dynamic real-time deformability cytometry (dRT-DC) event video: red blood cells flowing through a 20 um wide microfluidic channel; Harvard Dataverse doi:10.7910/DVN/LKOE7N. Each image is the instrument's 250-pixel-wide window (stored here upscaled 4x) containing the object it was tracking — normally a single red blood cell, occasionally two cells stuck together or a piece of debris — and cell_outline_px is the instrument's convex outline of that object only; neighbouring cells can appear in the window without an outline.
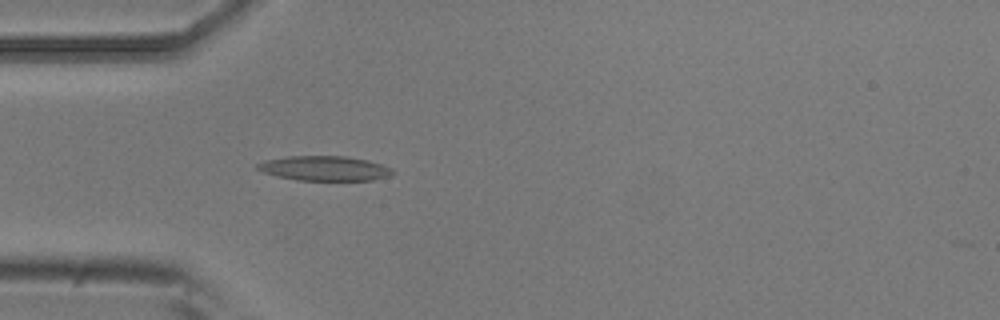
{"species": "common noctule bat (a hibernating species)", "species_latin": "Nyctalus noctula", "temperature_condition": "room temperature", "stored_images_in_passage": 3, "camera_frame_rate_fps": 3000, "um_per_image_px": 0.085, "animal": {"sex": "male", "body_mass_g": 20.5, "forearm_length_mm": 52.5}, "frame": {"image": 1, "passage_image": 3, "time_ms": 0.667, "image_size_px": [1000, 320], "cell_outline_px": [[396, 172], [388, 176], [372, 180], [296, 180], [276, 176], [264, 172], [256, 168], [256, 164], [264, 160], [288, 156], [344, 156], [368, 160], [392, 168]], "centroid_in_image_um": [27.57, 14.31], "position_along_channel_um": 57.4, "area_um2": 19.48}}